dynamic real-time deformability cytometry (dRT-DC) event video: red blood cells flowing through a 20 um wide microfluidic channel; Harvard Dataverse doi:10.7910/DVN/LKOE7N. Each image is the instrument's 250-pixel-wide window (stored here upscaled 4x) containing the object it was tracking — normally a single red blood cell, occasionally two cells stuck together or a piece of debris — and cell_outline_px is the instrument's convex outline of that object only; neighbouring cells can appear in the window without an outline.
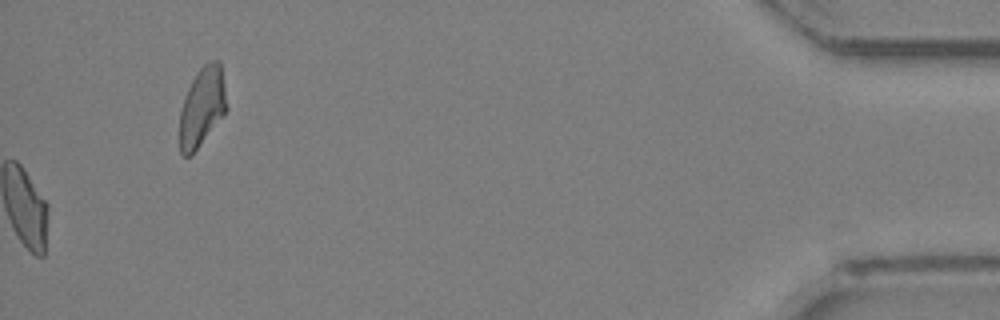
{"species": "Egyptian fruit bat (a non-hibernating species)", "species_latin": "Rousettus aegyptiacus", "temperature_condition": "room temperature", "stored_images_in_passage": 33, "camera_frame_rate_fps": 3000, "um_per_image_px": 0.085, "animal": {"sex": "female"}, "frame": {"image": 1, "passage_image": 33, "time_ms": 10.667, "image_size_px": [1000, 320], "cell_outline_px": [[228, 108], [224, 116], [192, 156], [180, 156], [180, 108], [184, 96], [192, 80], [200, 68], [208, 60], [220, 60]], "centroid_in_image_um": [17.19, 9.11], "position_along_channel_um": 418.0, "area_um2": 22.14}}